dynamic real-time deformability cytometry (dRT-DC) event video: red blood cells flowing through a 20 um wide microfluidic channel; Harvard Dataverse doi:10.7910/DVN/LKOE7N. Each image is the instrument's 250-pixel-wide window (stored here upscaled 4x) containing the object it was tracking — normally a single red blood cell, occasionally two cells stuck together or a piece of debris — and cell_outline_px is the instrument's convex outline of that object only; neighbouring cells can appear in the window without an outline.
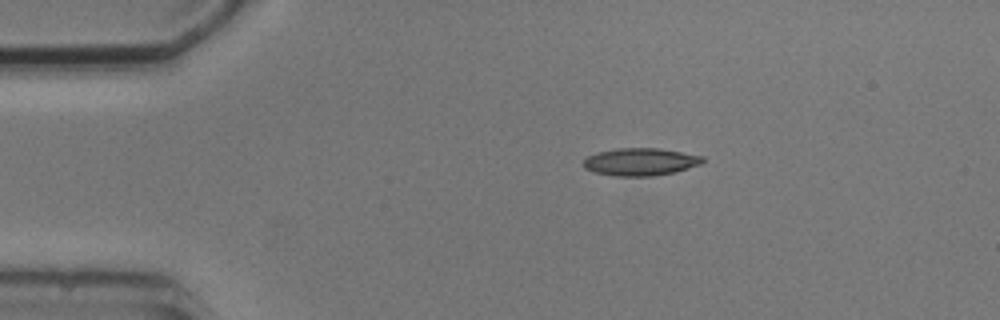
{"species": "common noctule bat (a hibernating species)", "species_latin": "Nyctalus noctula", "temperature_condition": "cold", "stored_images_in_passage": 2, "camera_frame_rate_fps": 3000, "um_per_image_px": 0.085, "animal": {"sex": "male", "body_mass_g": 20.5, "forearm_length_mm": 52.5}, "frame": {"image": 1, "passage_image": 1, "time_ms": 0.0, "image_size_px": [1000, 320], "cell_outline_px": [[704, 160], [700, 164], [676, 172], [656, 176], [612, 176], [592, 172], [584, 168], [584, 160], [588, 156], [596, 152], [616, 148], [660, 148], [704, 156]], "centroid_in_image_um": [54.42, 13.76], "position_along_channel_um": 30.6, "area_um2": 19.36}}